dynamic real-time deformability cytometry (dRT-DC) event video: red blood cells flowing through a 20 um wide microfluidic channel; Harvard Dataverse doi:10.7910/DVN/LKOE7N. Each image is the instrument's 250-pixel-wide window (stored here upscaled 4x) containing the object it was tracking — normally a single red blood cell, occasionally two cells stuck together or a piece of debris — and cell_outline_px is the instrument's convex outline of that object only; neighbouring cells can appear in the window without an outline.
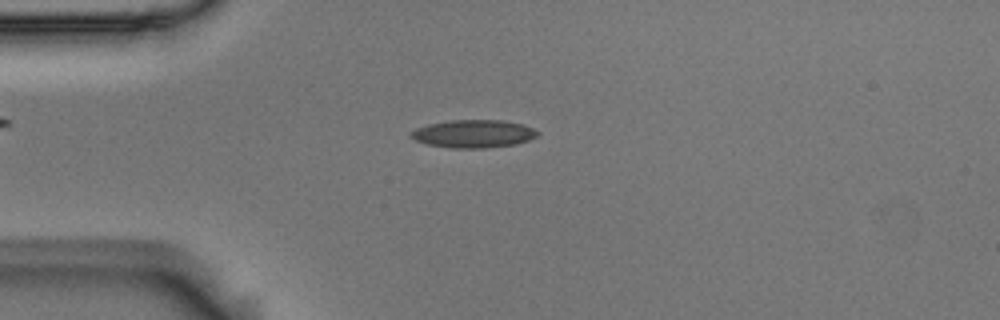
{"species": "Egyptian fruit bat (a non-hibernating species)", "species_latin": "Rousettus aegyptiacus", "temperature_condition": "room temperature", "stored_images_in_passage": 46, "camera_frame_rate_fps": 3000, "um_per_image_px": 0.085, "animal": {"sex": "male"}, "frame": {"image": 1, "passage_image": 5, "time_ms": 1.333, "image_size_px": [1000, 320], "cell_outline_px": [[540, 132], [536, 136], [528, 140], [516, 144], [484, 148], [452, 148], [428, 144], [416, 140], [408, 136], [408, 132], [416, 128], [428, 124], [452, 120], [504, 120], [524, 124]], "centroid_in_image_um": [40.23, 11.36], "position_along_channel_um": 44.8, "area_um2": 20.63}}
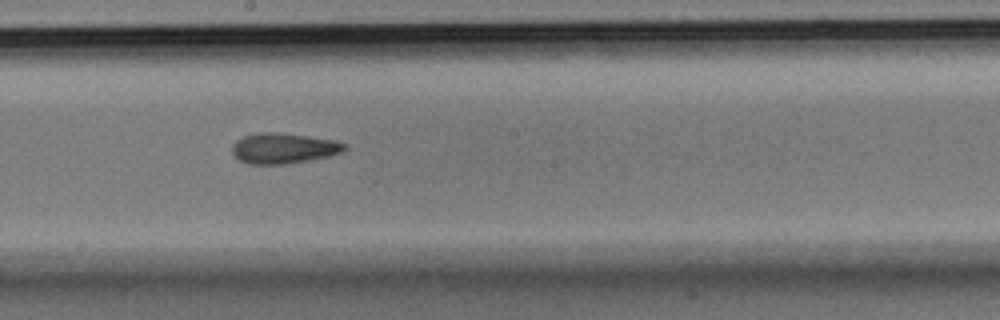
{"frame": {"image": 2, "passage_image": 21, "time_ms": 6.667, "image_size_px": [1000, 320], "cell_outline_px": [[348, 148], [340, 152], [328, 156], [308, 160], [284, 164], [248, 164], [240, 160], [232, 152], [232, 144], [236, 140], [244, 136], [256, 132], [280, 132], [336, 140], [348, 144]], "centroid_in_image_um": [24.1, 12.58], "position_along_channel_um": 224.1, "area_um2": 20.06}}
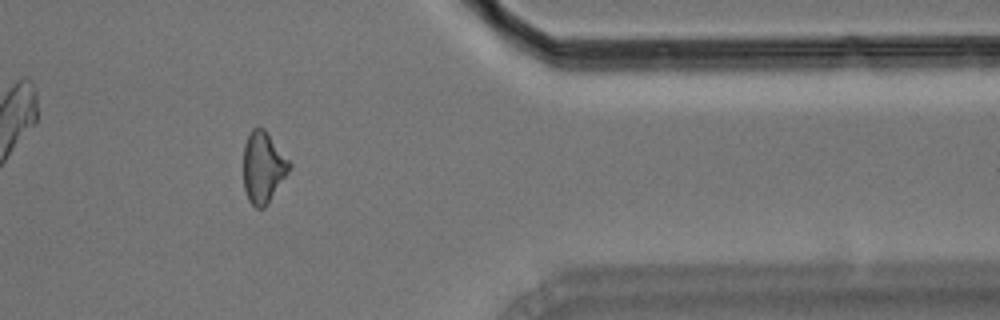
{"frame": {"image": 3, "passage_image": 36, "time_ms": 11.667, "image_size_px": [1000, 320], "cell_outline_px": [[292, 168], [264, 208], [256, 208], [248, 200], [244, 188], [244, 144], [252, 128], [260, 124], [264, 128], [292, 164]], "centroid_in_image_um": [22.37, 14.2], "position_along_channel_um": 389.0, "area_um2": 19.13}, "authors_computed_cell_mechanics": {"area_um2": 19.2763, "velocity_mm_per_s": 3.6741, "shape_relaxation_time_tau1_ms": null, "shape_relaxation_time_tau2_ms": 4.616, "deformation_change_tau1": null, "deformation_change_tau2": 0.1467}}